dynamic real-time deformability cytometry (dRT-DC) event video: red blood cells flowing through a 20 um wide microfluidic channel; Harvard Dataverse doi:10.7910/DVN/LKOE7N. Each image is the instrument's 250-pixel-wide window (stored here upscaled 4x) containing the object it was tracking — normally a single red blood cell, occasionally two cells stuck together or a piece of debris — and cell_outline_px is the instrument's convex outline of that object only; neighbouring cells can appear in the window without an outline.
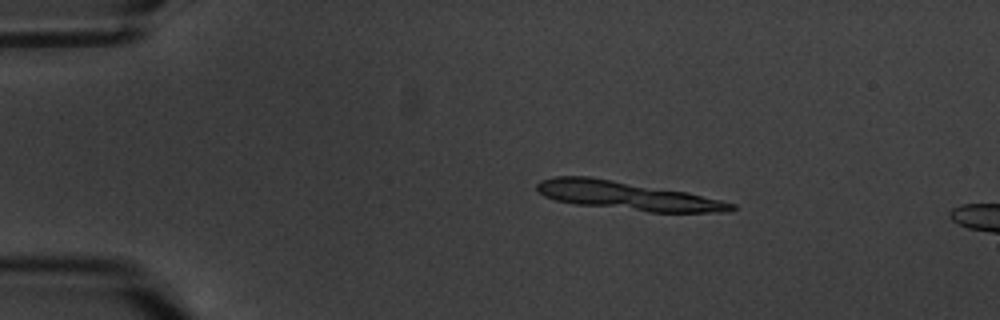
{"species": "common noctule bat (a hibernating species)", "species_latin": "Nyctalus noctula", "temperature_condition": "warm", "stored_images_in_passage": 5, "camera_frame_rate_fps": 3000, "um_per_image_px": 0.085, "animal": {"sex": "male", "body_mass_g": 20.1, "forearm_length_mm": 53.5}, "frame": {"image": 1, "passage_image": 3, "time_ms": 2.333, "image_size_px": [1000, 320], "cell_outline_px": [[740, 208], [728, 212], [652, 212], [576, 204], [556, 200], [544, 196], [536, 188], [536, 184], [540, 180], [556, 176], [588, 176], [688, 192], [736, 204]], "centroid_in_image_um": [53.34, 16.64], "position_along_channel_um": 31.7, "area_um2": 32.19}}